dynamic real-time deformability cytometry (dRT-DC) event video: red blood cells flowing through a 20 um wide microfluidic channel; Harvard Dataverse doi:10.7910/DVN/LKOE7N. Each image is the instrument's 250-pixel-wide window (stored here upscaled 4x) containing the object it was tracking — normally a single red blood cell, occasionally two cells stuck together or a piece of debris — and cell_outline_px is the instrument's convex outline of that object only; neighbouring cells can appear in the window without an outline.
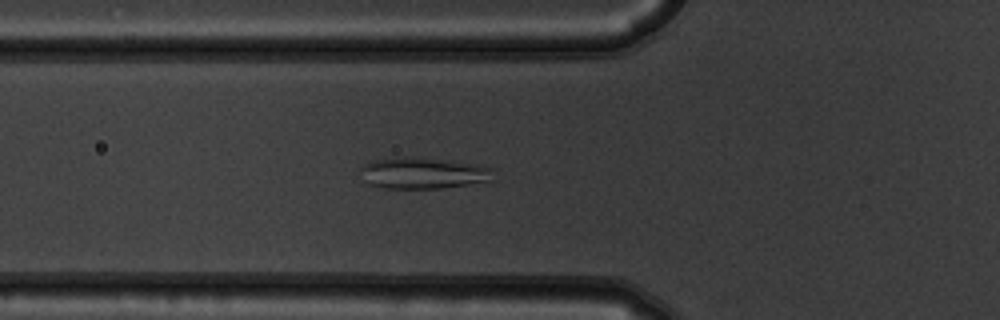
{"species": "common noctule bat (a hibernating species)", "species_latin": "Nyctalus noctula", "temperature_condition": "warm", "stored_images_in_passage": 51, "camera_frame_rate_fps": 3000, "um_per_image_px": 0.085, "animal": {"sex": "male", "body_mass_g": 19.5, "forearm_length_mm": 54.6}, "frame": {"image": 1, "passage_image": 17, "time_ms": 5.333, "image_size_px": [1000, 320], "cell_outline_px": [[496, 180], [444, 188], [380, 188], [368, 184], [364, 180], [360, 168], [364, 164], [372, 160], [452, 160], [480, 164], [492, 168]], "centroid_in_image_um": [36.07, 14.76], "position_along_channel_um": 89.7, "area_um2": 23.64}}
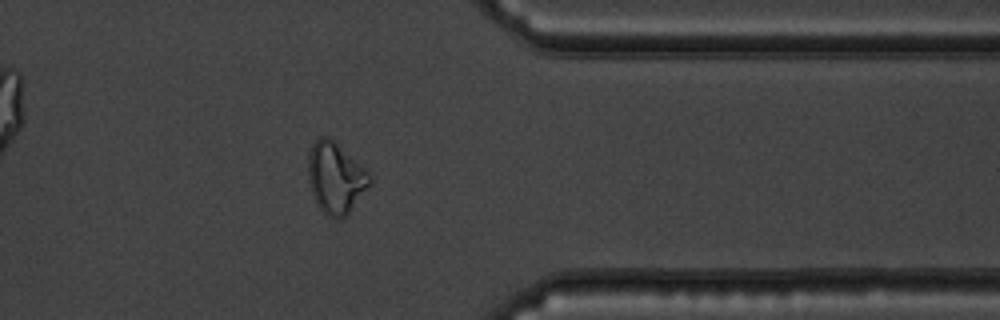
{"frame": {"image": 2, "passage_image": 41, "time_ms": 13.333, "image_size_px": [1000, 320], "cell_outline_px": [[372, 184], [348, 216], [340, 220], [336, 220], [328, 216], [316, 204], [312, 196], [308, 184], [308, 152], [312, 144], [320, 136], [328, 136], [368, 168], [372, 176]], "centroid_in_image_um": [28.56, 15.15], "position_along_channel_um": 382.8, "area_um2": 26.59}}
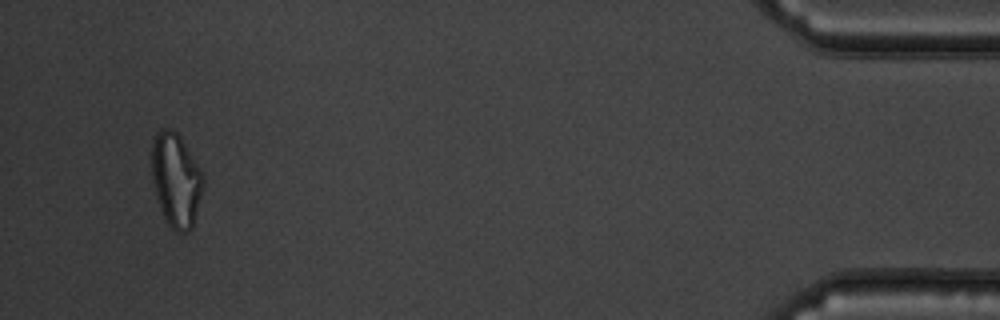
{"frame": {"image": 3, "passage_image": 49, "time_ms": 16.0, "image_size_px": [1000, 320], "cell_outline_px": [[204, 188], [192, 228], [188, 232], [176, 232], [168, 224], [164, 216], [152, 180], [152, 136], [160, 128], [172, 128], [180, 136], [204, 176]], "centroid_in_image_um": [14.97, 15.27], "position_along_channel_um": 420.2, "area_um2": 28.09}, "authors_computed_cell_mechanics": {"area_um2": 26.4146, "velocity_mm_per_s": 3.7685, "shape_relaxation_time_tau1_ms": null, "shape_relaxation_time_tau2_ms": 1.4663, "deformation_change_tau1": null, "deformation_change_tau2": 0.0645}}